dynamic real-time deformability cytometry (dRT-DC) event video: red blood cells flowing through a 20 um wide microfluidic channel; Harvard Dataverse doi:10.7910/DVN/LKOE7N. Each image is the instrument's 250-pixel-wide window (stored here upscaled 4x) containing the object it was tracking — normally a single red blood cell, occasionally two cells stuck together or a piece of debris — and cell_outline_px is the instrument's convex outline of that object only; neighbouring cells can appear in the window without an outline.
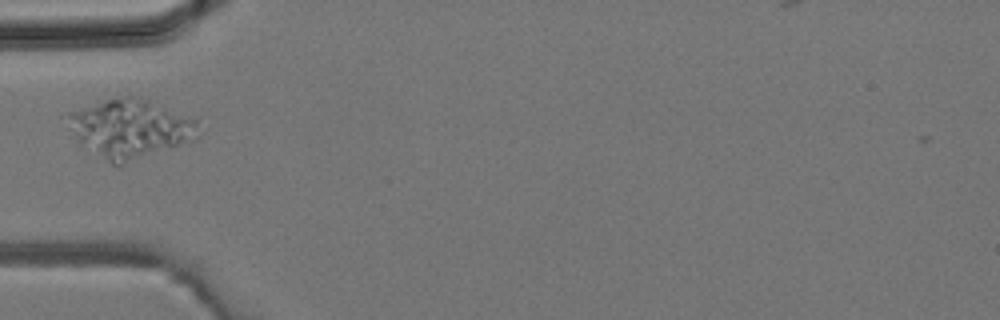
{"species": "common noctule bat (a hibernating species)", "species_latin": "Nyctalus noctula", "temperature_condition": "room temperature", "stored_images_in_passage": 4, "camera_frame_rate_fps": 3000, "um_per_image_px": 0.085, "animal": {"sex": "male", "body_mass_g": 19.2, "forearm_length_mm": 51.8}, "frame": {"image": 1, "passage_image": 4, "time_ms": 1.0, "image_size_px": [1000, 320], "cell_outline_px": [[204, 132], [196, 140], [116, 168], [80, 144], [68, 128], [64, 112], [108, 100], [128, 96], [132, 96], [148, 100], [196, 120]], "centroid_in_image_um": [11.07, 10.99], "position_along_channel_um": 73.9, "area_um2": 45.32}}